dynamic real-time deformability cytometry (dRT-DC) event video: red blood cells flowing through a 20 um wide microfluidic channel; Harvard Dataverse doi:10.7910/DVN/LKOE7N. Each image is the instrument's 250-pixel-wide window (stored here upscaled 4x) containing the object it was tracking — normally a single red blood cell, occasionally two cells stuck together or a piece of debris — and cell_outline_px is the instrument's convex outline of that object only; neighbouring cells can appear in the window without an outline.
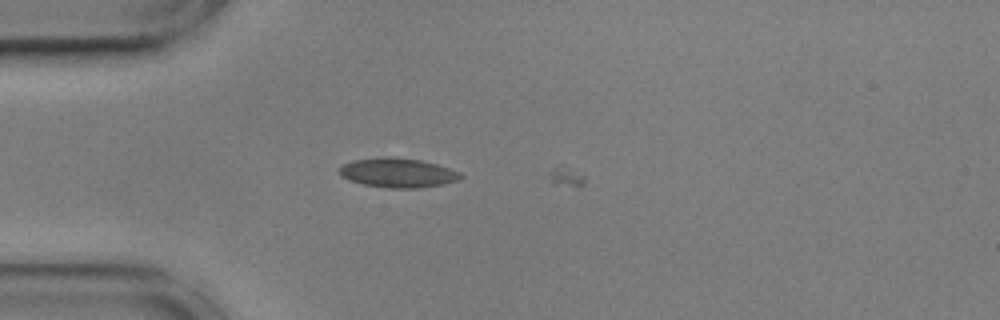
{"species": "common noctule bat (a hibernating species)", "species_latin": "Nyctalus noctula", "temperature_condition": "cold", "stored_images_in_passage": 7, "camera_frame_rate_fps": 3000, "um_per_image_px": 0.085, "animal": {"sex": "male", "body_mass_g": 17.9, "forearm_length_mm": 54.2}, "frame": {"image": 1, "passage_image": 6, "time_ms": 1.667, "image_size_px": [1000, 320], "cell_outline_px": [[464, 176], [456, 180], [444, 184], [416, 188], [388, 188], [364, 184], [340, 176], [336, 168], [352, 160], [384, 156], [420, 160], [436, 164], [460, 172]], "centroid_in_image_um": [33.77, 14.68], "position_along_channel_um": 51.2, "area_um2": 20.69}}